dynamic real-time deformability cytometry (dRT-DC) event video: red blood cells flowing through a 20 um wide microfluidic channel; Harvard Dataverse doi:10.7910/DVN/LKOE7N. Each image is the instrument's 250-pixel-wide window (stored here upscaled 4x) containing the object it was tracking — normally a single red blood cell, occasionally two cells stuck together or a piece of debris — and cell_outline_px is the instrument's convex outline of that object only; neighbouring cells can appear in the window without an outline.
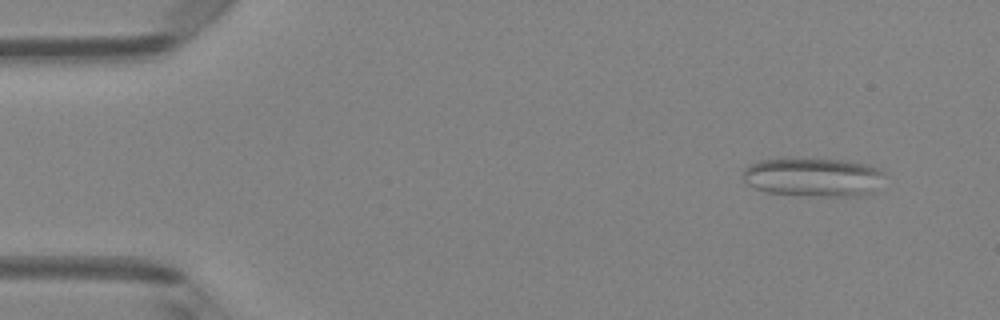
{"species": "Egyptian fruit bat (a non-hibernating species)", "species_latin": "Rousettus aegyptiacus", "temperature_condition": "room temperature", "stored_images_in_passage": 4, "camera_frame_rate_fps": 3000, "um_per_image_px": 0.085, "animal": {"sex": "female"}, "frame": {"image": 1, "passage_image": 1, "time_ms": 0.0, "image_size_px": [1000, 320], "cell_outline_px": [[884, 172], [876, 192], [860, 196], [812, 196], [768, 192], [756, 188], [748, 184], [744, 180], [744, 168], [748, 164], [760, 160], [780, 156], [784, 156], [848, 160], [868, 164], [880, 168]], "centroid_in_image_um": [69.13, 15.01], "position_along_channel_um": 15.9, "area_um2": 33.12}}